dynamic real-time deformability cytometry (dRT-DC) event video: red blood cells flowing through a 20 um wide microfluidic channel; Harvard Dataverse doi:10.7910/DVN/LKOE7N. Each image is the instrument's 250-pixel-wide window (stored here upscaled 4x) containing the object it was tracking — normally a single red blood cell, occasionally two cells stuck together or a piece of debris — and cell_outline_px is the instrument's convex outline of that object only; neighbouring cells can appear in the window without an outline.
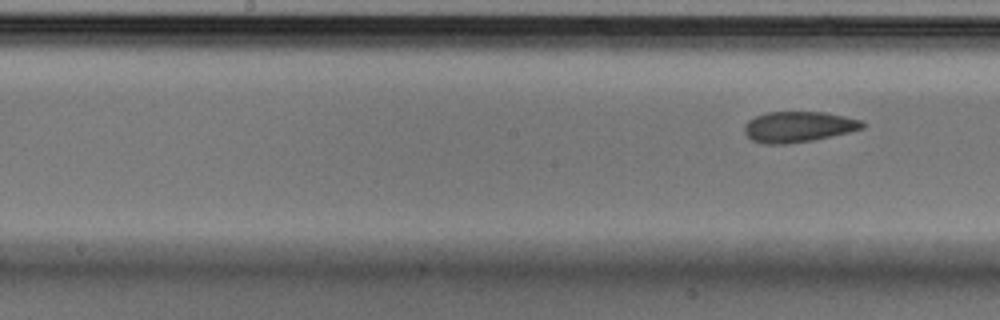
{"species": "Egyptian fruit bat (a non-hibernating species)", "species_latin": "Rousettus aegyptiacus", "temperature_condition": "cold", "stored_images_in_passage": 8, "segment_of_instrument_passage": [2, 2], "camera_frame_rate_fps": 3000, "um_per_image_px": 0.085, "animal": {"sex": "male"}, "frame": {"image": 1, "passage_image": 8, "time_ms": 2.333, "image_size_px": [1000, 320], "cell_outline_px": [[868, 124], [864, 128], [832, 136], [812, 140], [788, 144], [764, 144], [752, 140], [744, 132], [744, 124], [748, 120], [756, 116], [768, 112], [824, 112], [844, 116], [860, 120]], "centroid_in_image_um": [67.86, 10.78], "position_along_channel_um": 180.3, "area_um2": 21.15}}